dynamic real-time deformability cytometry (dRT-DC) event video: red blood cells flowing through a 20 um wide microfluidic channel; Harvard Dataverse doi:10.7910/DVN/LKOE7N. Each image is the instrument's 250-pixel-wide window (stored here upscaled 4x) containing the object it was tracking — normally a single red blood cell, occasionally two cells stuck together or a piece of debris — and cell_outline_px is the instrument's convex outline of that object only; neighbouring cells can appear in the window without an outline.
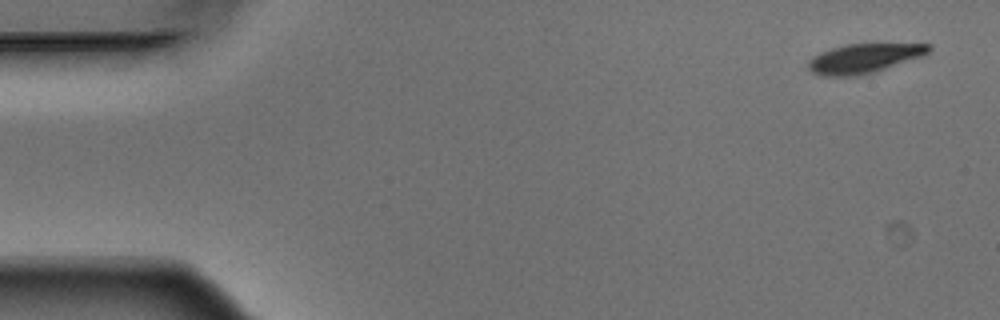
{"species": "Egyptian fruit bat (a non-hibernating species)", "species_latin": "Rousettus aegyptiacus", "temperature_condition": "warm", "stored_images_in_passage": 7, "camera_frame_rate_fps": 3000, "um_per_image_px": 0.085, "animal": {"sex": "male"}, "frame": {"image": 1, "passage_image": 1, "time_ms": 0.0, "image_size_px": [1000, 320], "cell_outline_px": [[932, 48], [924, 56], [876, 72], [856, 76], [820, 76], [812, 72], [808, 68], [808, 60], [812, 56], [820, 52], [844, 44], [932, 44]], "centroid_in_image_um": [73.44, 4.97], "position_along_channel_um": 11.6, "area_um2": 20.87}}
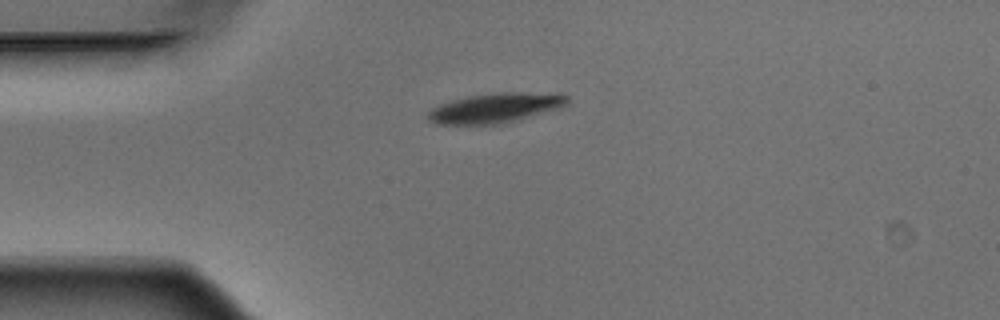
{"frame": {"image": 2, "passage_image": 4, "time_ms": 1.0, "image_size_px": [1000, 320], "cell_outline_px": [[568, 104], [520, 120], [496, 124], [436, 124], [428, 120], [424, 116], [432, 108], [440, 104], [452, 100], [468, 96], [500, 92], [520, 92], [568, 96]], "centroid_in_image_um": [42.01, 9.19], "position_along_channel_um": 43.0, "area_um2": 23.81}}